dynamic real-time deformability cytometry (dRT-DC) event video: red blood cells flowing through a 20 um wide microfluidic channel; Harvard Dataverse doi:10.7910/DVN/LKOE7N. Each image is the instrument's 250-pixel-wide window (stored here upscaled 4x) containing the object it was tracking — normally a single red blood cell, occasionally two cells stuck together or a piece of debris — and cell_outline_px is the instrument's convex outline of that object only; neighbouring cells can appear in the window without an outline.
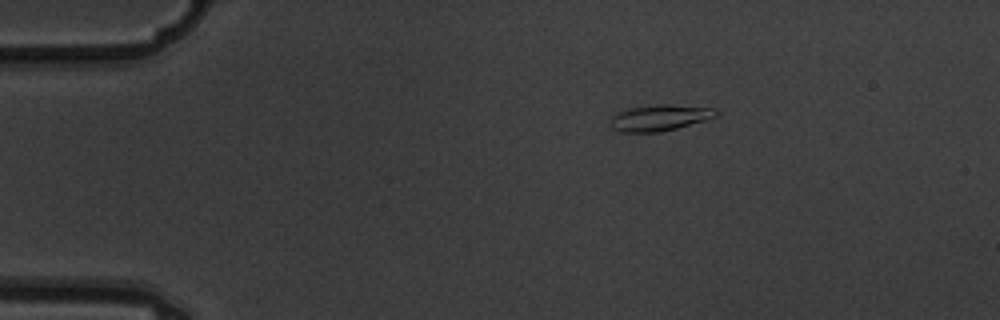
{"species": "common noctule bat (a hibernating species)", "species_latin": "Nyctalus noctula", "temperature_condition": "warm", "stored_images_in_passage": 4, "camera_frame_rate_fps": 3000, "um_per_image_px": 0.085, "animal": {"sex": "male", "body_mass_g": 19.5, "forearm_length_mm": 54.6}, "frame": {"image": 1, "passage_image": 2, "time_ms": 0.333, "image_size_px": [1000, 320], "cell_outline_px": [[720, 112], [716, 116], [704, 120], [676, 128], [660, 132], [620, 132], [612, 128], [608, 124], [612, 116], [616, 112], [628, 108], [656, 104], [668, 104], [716, 108]], "centroid_in_image_um": [56.03, 10.0], "position_along_channel_um": 29.0, "area_um2": 16.24}}